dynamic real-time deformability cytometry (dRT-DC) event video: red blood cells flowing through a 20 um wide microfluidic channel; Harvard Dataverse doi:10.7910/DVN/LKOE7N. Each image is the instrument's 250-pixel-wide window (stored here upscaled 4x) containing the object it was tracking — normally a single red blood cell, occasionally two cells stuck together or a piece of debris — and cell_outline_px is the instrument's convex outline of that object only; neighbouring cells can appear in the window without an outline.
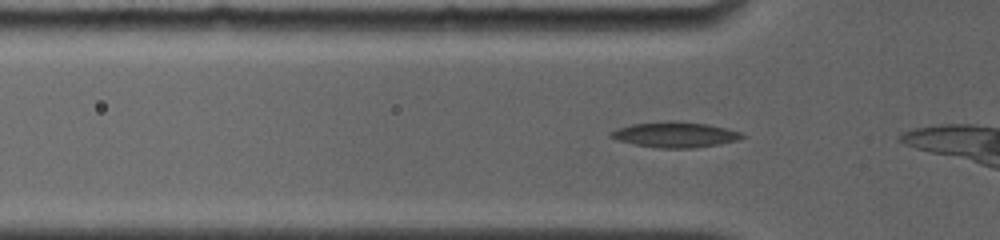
{"species": "common noctule bat (a hibernating species)", "species_latin": "Nyctalus noctula", "temperature_condition": "room temperature", "stored_images_in_passage": 23, "camera_frame_rate_fps": 4000, "um_per_image_px": 0.085, "animal": {"sex": "female", "body_mass_g": 19.0, "forearm_length_mm": 56.7}, "frame": {"image": 1, "passage_image": 8, "time_ms": 0.75, "image_size_px": [1000, 240], "cell_outline_px": [[748, 136], [736, 140], [720, 144], [696, 148], [660, 148], [636, 144], [616, 140], [608, 136], [608, 132], [616, 128], [632, 124], [668, 120], [672, 120], [708, 124], [740, 132]], "centroid_in_image_um": [57.35, 11.44], "position_along_channel_um": 68.5, "area_um2": 19.65}}
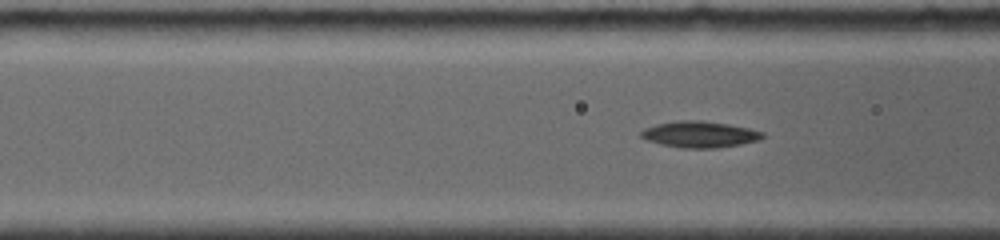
{"frame": {"image": 2, "passage_image": 16, "time_ms": 1.75, "image_size_px": [1000, 240], "cell_outline_px": [[764, 136], [760, 140], [740, 144], [716, 148], [680, 148], [660, 144], [648, 140], [640, 136], [640, 132], [644, 128], [656, 124], [676, 120], [700, 120], [728, 124], [748, 128], [764, 132]], "centroid_in_image_um": [59.46, 11.42], "position_along_channel_um": 107.1, "area_um2": 18.67}}